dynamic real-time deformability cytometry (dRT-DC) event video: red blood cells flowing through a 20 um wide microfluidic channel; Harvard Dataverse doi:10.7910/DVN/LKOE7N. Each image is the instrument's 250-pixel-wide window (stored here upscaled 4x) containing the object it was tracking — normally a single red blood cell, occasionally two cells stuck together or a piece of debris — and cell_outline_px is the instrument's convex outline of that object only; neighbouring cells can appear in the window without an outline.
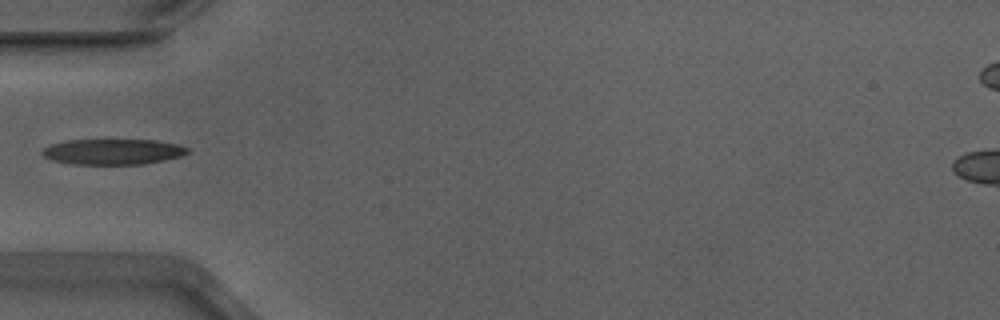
{"species": "Egyptian fruit bat (a non-hibernating species)", "species_latin": "Rousettus aegyptiacus", "temperature_condition": "warm", "stored_images_in_passage": 33, "camera_frame_rate_fps": 3000, "um_per_image_px": 0.085, "animal": {"sex": "male"}, "frame": {"image": 1, "passage_image": 1, "time_ms": 0.0, "image_size_px": [1000, 320], "cell_outline_px": [[188, 152], [180, 156], [164, 160], [144, 164], [72, 164], [52, 160], [44, 156], [40, 152], [48, 144], [68, 140], [156, 140], [176, 144], [188, 148]], "centroid_in_image_um": [9.55, 12.89], "position_along_channel_um": 75.5, "area_um2": 21.62}}
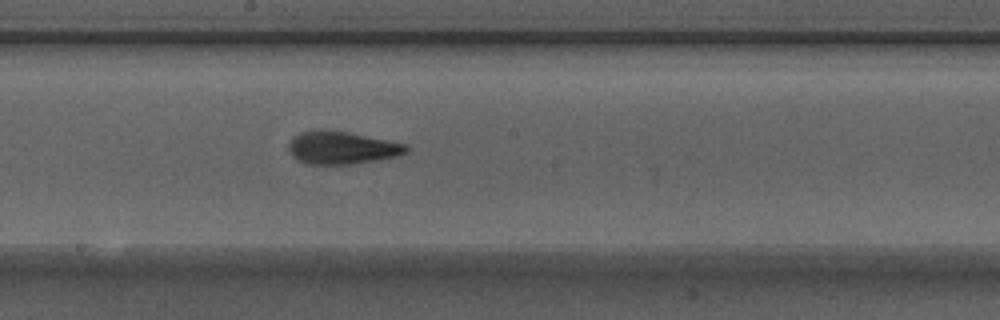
{"frame": {"image": 2, "passage_image": 12, "time_ms": 3.667, "image_size_px": [1000, 320], "cell_outline_px": [[408, 152], [396, 156], [376, 160], [352, 164], [308, 164], [292, 156], [288, 148], [288, 144], [300, 132], [348, 132], [408, 144]], "centroid_in_image_um": [29.11, 12.59], "position_along_channel_um": 219.1, "area_um2": 21.73}}
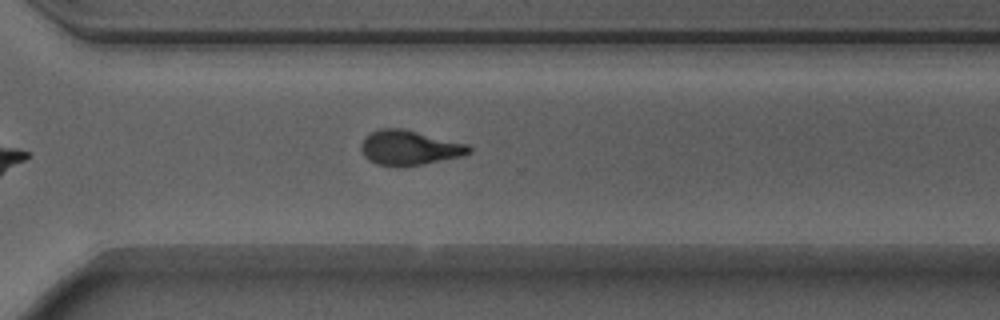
{"frame": {"image": 3, "passage_image": 21, "time_ms": 6.667, "image_size_px": [1000, 320], "cell_outline_px": [[472, 152], [464, 156], [424, 164], [400, 168], [396, 168], [376, 164], [368, 160], [364, 156], [360, 148], [364, 136], [368, 132], [380, 128], [404, 128], [468, 144], [472, 148]], "centroid_in_image_um": [34.78, 12.57], "position_along_channel_um": 335.8, "area_um2": 22.54}}